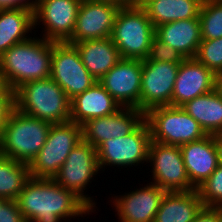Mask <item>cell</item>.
Masks as SVG:
<instances>
[{
  "mask_svg": "<svg viewBox=\"0 0 222 222\" xmlns=\"http://www.w3.org/2000/svg\"><path fill=\"white\" fill-rule=\"evenodd\" d=\"M16 201L26 222H72L95 213L75 193L47 178L30 177Z\"/></svg>",
  "mask_w": 222,
  "mask_h": 222,
  "instance_id": "1",
  "label": "cell"
},
{
  "mask_svg": "<svg viewBox=\"0 0 222 222\" xmlns=\"http://www.w3.org/2000/svg\"><path fill=\"white\" fill-rule=\"evenodd\" d=\"M53 41L41 36L15 44L0 56V75L10 91L23 83L50 78Z\"/></svg>",
  "mask_w": 222,
  "mask_h": 222,
  "instance_id": "2",
  "label": "cell"
},
{
  "mask_svg": "<svg viewBox=\"0 0 222 222\" xmlns=\"http://www.w3.org/2000/svg\"><path fill=\"white\" fill-rule=\"evenodd\" d=\"M15 108L51 124L70 121L71 100L51 78L23 83L15 91Z\"/></svg>",
  "mask_w": 222,
  "mask_h": 222,
  "instance_id": "3",
  "label": "cell"
},
{
  "mask_svg": "<svg viewBox=\"0 0 222 222\" xmlns=\"http://www.w3.org/2000/svg\"><path fill=\"white\" fill-rule=\"evenodd\" d=\"M50 126L14 108L0 137V155L29 165L44 146Z\"/></svg>",
  "mask_w": 222,
  "mask_h": 222,
  "instance_id": "4",
  "label": "cell"
},
{
  "mask_svg": "<svg viewBox=\"0 0 222 222\" xmlns=\"http://www.w3.org/2000/svg\"><path fill=\"white\" fill-rule=\"evenodd\" d=\"M155 27L144 8L121 6L118 10L111 39L122 59H147Z\"/></svg>",
  "mask_w": 222,
  "mask_h": 222,
  "instance_id": "5",
  "label": "cell"
},
{
  "mask_svg": "<svg viewBox=\"0 0 222 222\" xmlns=\"http://www.w3.org/2000/svg\"><path fill=\"white\" fill-rule=\"evenodd\" d=\"M99 173L102 174L98 163L97 149L82 139L71 150L53 180L75 193L96 212L98 208L96 198L86 192L92 187L90 184L97 180L96 176Z\"/></svg>",
  "mask_w": 222,
  "mask_h": 222,
  "instance_id": "6",
  "label": "cell"
},
{
  "mask_svg": "<svg viewBox=\"0 0 222 222\" xmlns=\"http://www.w3.org/2000/svg\"><path fill=\"white\" fill-rule=\"evenodd\" d=\"M152 142L150 127L144 120L132 133L119 138L105 140L97 148L98 163L101 172L105 169L133 167L140 169L143 164H148L149 149ZM146 162V163H145ZM142 166V168H141Z\"/></svg>",
  "mask_w": 222,
  "mask_h": 222,
  "instance_id": "7",
  "label": "cell"
},
{
  "mask_svg": "<svg viewBox=\"0 0 222 222\" xmlns=\"http://www.w3.org/2000/svg\"><path fill=\"white\" fill-rule=\"evenodd\" d=\"M152 141L181 146L201 140L207 134L182 107L156 106L145 113Z\"/></svg>",
  "mask_w": 222,
  "mask_h": 222,
  "instance_id": "8",
  "label": "cell"
},
{
  "mask_svg": "<svg viewBox=\"0 0 222 222\" xmlns=\"http://www.w3.org/2000/svg\"><path fill=\"white\" fill-rule=\"evenodd\" d=\"M82 139V126L79 124L71 121L51 124L44 146L28 165L30 177L53 179Z\"/></svg>",
  "mask_w": 222,
  "mask_h": 222,
  "instance_id": "9",
  "label": "cell"
},
{
  "mask_svg": "<svg viewBox=\"0 0 222 222\" xmlns=\"http://www.w3.org/2000/svg\"><path fill=\"white\" fill-rule=\"evenodd\" d=\"M146 166L151 169L148 181L166 192H185L196 189L188 178L180 146L165 145L152 141ZM152 178V179H151Z\"/></svg>",
  "mask_w": 222,
  "mask_h": 222,
  "instance_id": "10",
  "label": "cell"
},
{
  "mask_svg": "<svg viewBox=\"0 0 222 222\" xmlns=\"http://www.w3.org/2000/svg\"><path fill=\"white\" fill-rule=\"evenodd\" d=\"M50 78L70 100L98 82L82 63L77 48L67 42H53Z\"/></svg>",
  "mask_w": 222,
  "mask_h": 222,
  "instance_id": "11",
  "label": "cell"
},
{
  "mask_svg": "<svg viewBox=\"0 0 222 222\" xmlns=\"http://www.w3.org/2000/svg\"><path fill=\"white\" fill-rule=\"evenodd\" d=\"M81 1L37 0L33 12L34 29H36L33 30L34 34H37L38 28H42L40 36L46 40L66 42L74 31Z\"/></svg>",
  "mask_w": 222,
  "mask_h": 222,
  "instance_id": "12",
  "label": "cell"
},
{
  "mask_svg": "<svg viewBox=\"0 0 222 222\" xmlns=\"http://www.w3.org/2000/svg\"><path fill=\"white\" fill-rule=\"evenodd\" d=\"M180 64L143 60L140 110L146 113L156 106H172V94Z\"/></svg>",
  "mask_w": 222,
  "mask_h": 222,
  "instance_id": "13",
  "label": "cell"
},
{
  "mask_svg": "<svg viewBox=\"0 0 222 222\" xmlns=\"http://www.w3.org/2000/svg\"><path fill=\"white\" fill-rule=\"evenodd\" d=\"M166 191L153 183L145 184L124 194L113 195L110 201L111 210H115L118 222H154ZM113 205V206H112Z\"/></svg>",
  "mask_w": 222,
  "mask_h": 222,
  "instance_id": "14",
  "label": "cell"
},
{
  "mask_svg": "<svg viewBox=\"0 0 222 222\" xmlns=\"http://www.w3.org/2000/svg\"><path fill=\"white\" fill-rule=\"evenodd\" d=\"M121 6L108 1L82 0L69 44L111 37L116 14Z\"/></svg>",
  "mask_w": 222,
  "mask_h": 222,
  "instance_id": "15",
  "label": "cell"
},
{
  "mask_svg": "<svg viewBox=\"0 0 222 222\" xmlns=\"http://www.w3.org/2000/svg\"><path fill=\"white\" fill-rule=\"evenodd\" d=\"M143 60L121 59L98 82L121 107L140 110Z\"/></svg>",
  "mask_w": 222,
  "mask_h": 222,
  "instance_id": "16",
  "label": "cell"
},
{
  "mask_svg": "<svg viewBox=\"0 0 222 222\" xmlns=\"http://www.w3.org/2000/svg\"><path fill=\"white\" fill-rule=\"evenodd\" d=\"M144 120L143 111L122 107L112 115L93 118L84 123L83 140L97 149L105 140L132 133Z\"/></svg>",
  "mask_w": 222,
  "mask_h": 222,
  "instance_id": "17",
  "label": "cell"
},
{
  "mask_svg": "<svg viewBox=\"0 0 222 222\" xmlns=\"http://www.w3.org/2000/svg\"><path fill=\"white\" fill-rule=\"evenodd\" d=\"M214 89H216V75L195 58H186L180 63L177 72L172 106L181 107Z\"/></svg>",
  "mask_w": 222,
  "mask_h": 222,
  "instance_id": "18",
  "label": "cell"
},
{
  "mask_svg": "<svg viewBox=\"0 0 222 222\" xmlns=\"http://www.w3.org/2000/svg\"><path fill=\"white\" fill-rule=\"evenodd\" d=\"M190 183L197 189L219 165L213 135L180 146Z\"/></svg>",
  "mask_w": 222,
  "mask_h": 222,
  "instance_id": "19",
  "label": "cell"
},
{
  "mask_svg": "<svg viewBox=\"0 0 222 222\" xmlns=\"http://www.w3.org/2000/svg\"><path fill=\"white\" fill-rule=\"evenodd\" d=\"M121 108L105 88L96 82L71 99L70 121L82 126L90 119L112 115Z\"/></svg>",
  "mask_w": 222,
  "mask_h": 222,
  "instance_id": "20",
  "label": "cell"
},
{
  "mask_svg": "<svg viewBox=\"0 0 222 222\" xmlns=\"http://www.w3.org/2000/svg\"><path fill=\"white\" fill-rule=\"evenodd\" d=\"M155 36L177 50L185 59L194 58L202 41L199 17L157 26Z\"/></svg>",
  "mask_w": 222,
  "mask_h": 222,
  "instance_id": "21",
  "label": "cell"
},
{
  "mask_svg": "<svg viewBox=\"0 0 222 222\" xmlns=\"http://www.w3.org/2000/svg\"><path fill=\"white\" fill-rule=\"evenodd\" d=\"M89 73L99 81L122 58L111 37L73 44Z\"/></svg>",
  "mask_w": 222,
  "mask_h": 222,
  "instance_id": "22",
  "label": "cell"
},
{
  "mask_svg": "<svg viewBox=\"0 0 222 222\" xmlns=\"http://www.w3.org/2000/svg\"><path fill=\"white\" fill-rule=\"evenodd\" d=\"M204 207L196 189L166 192L154 222H192Z\"/></svg>",
  "mask_w": 222,
  "mask_h": 222,
  "instance_id": "23",
  "label": "cell"
},
{
  "mask_svg": "<svg viewBox=\"0 0 222 222\" xmlns=\"http://www.w3.org/2000/svg\"><path fill=\"white\" fill-rule=\"evenodd\" d=\"M32 30H34L32 10L23 7L0 9V56L13 45L33 36Z\"/></svg>",
  "mask_w": 222,
  "mask_h": 222,
  "instance_id": "24",
  "label": "cell"
},
{
  "mask_svg": "<svg viewBox=\"0 0 222 222\" xmlns=\"http://www.w3.org/2000/svg\"><path fill=\"white\" fill-rule=\"evenodd\" d=\"M207 135L222 133V96L217 89L181 106Z\"/></svg>",
  "mask_w": 222,
  "mask_h": 222,
  "instance_id": "25",
  "label": "cell"
},
{
  "mask_svg": "<svg viewBox=\"0 0 222 222\" xmlns=\"http://www.w3.org/2000/svg\"><path fill=\"white\" fill-rule=\"evenodd\" d=\"M203 0H153L144 10L156 28L165 23L199 17Z\"/></svg>",
  "mask_w": 222,
  "mask_h": 222,
  "instance_id": "26",
  "label": "cell"
},
{
  "mask_svg": "<svg viewBox=\"0 0 222 222\" xmlns=\"http://www.w3.org/2000/svg\"><path fill=\"white\" fill-rule=\"evenodd\" d=\"M29 178L28 164L0 155V197L16 200Z\"/></svg>",
  "mask_w": 222,
  "mask_h": 222,
  "instance_id": "27",
  "label": "cell"
},
{
  "mask_svg": "<svg viewBox=\"0 0 222 222\" xmlns=\"http://www.w3.org/2000/svg\"><path fill=\"white\" fill-rule=\"evenodd\" d=\"M202 39L222 37V1L203 0L199 12Z\"/></svg>",
  "mask_w": 222,
  "mask_h": 222,
  "instance_id": "28",
  "label": "cell"
},
{
  "mask_svg": "<svg viewBox=\"0 0 222 222\" xmlns=\"http://www.w3.org/2000/svg\"><path fill=\"white\" fill-rule=\"evenodd\" d=\"M194 58L215 75L222 73V37L202 39Z\"/></svg>",
  "mask_w": 222,
  "mask_h": 222,
  "instance_id": "29",
  "label": "cell"
},
{
  "mask_svg": "<svg viewBox=\"0 0 222 222\" xmlns=\"http://www.w3.org/2000/svg\"><path fill=\"white\" fill-rule=\"evenodd\" d=\"M204 207H222V165L196 189Z\"/></svg>",
  "mask_w": 222,
  "mask_h": 222,
  "instance_id": "30",
  "label": "cell"
},
{
  "mask_svg": "<svg viewBox=\"0 0 222 222\" xmlns=\"http://www.w3.org/2000/svg\"><path fill=\"white\" fill-rule=\"evenodd\" d=\"M151 61L180 64L185 58L174 48L153 37L150 52L147 57Z\"/></svg>",
  "mask_w": 222,
  "mask_h": 222,
  "instance_id": "31",
  "label": "cell"
},
{
  "mask_svg": "<svg viewBox=\"0 0 222 222\" xmlns=\"http://www.w3.org/2000/svg\"><path fill=\"white\" fill-rule=\"evenodd\" d=\"M0 222H26L16 200L0 197Z\"/></svg>",
  "mask_w": 222,
  "mask_h": 222,
  "instance_id": "32",
  "label": "cell"
},
{
  "mask_svg": "<svg viewBox=\"0 0 222 222\" xmlns=\"http://www.w3.org/2000/svg\"><path fill=\"white\" fill-rule=\"evenodd\" d=\"M192 222H222L220 208L203 207Z\"/></svg>",
  "mask_w": 222,
  "mask_h": 222,
  "instance_id": "33",
  "label": "cell"
},
{
  "mask_svg": "<svg viewBox=\"0 0 222 222\" xmlns=\"http://www.w3.org/2000/svg\"><path fill=\"white\" fill-rule=\"evenodd\" d=\"M14 108L15 98H0V137Z\"/></svg>",
  "mask_w": 222,
  "mask_h": 222,
  "instance_id": "34",
  "label": "cell"
},
{
  "mask_svg": "<svg viewBox=\"0 0 222 222\" xmlns=\"http://www.w3.org/2000/svg\"><path fill=\"white\" fill-rule=\"evenodd\" d=\"M37 0H0V9H15L23 7L34 12Z\"/></svg>",
  "mask_w": 222,
  "mask_h": 222,
  "instance_id": "35",
  "label": "cell"
},
{
  "mask_svg": "<svg viewBox=\"0 0 222 222\" xmlns=\"http://www.w3.org/2000/svg\"><path fill=\"white\" fill-rule=\"evenodd\" d=\"M0 98H15L13 91H10L4 78L0 75Z\"/></svg>",
  "mask_w": 222,
  "mask_h": 222,
  "instance_id": "36",
  "label": "cell"
},
{
  "mask_svg": "<svg viewBox=\"0 0 222 222\" xmlns=\"http://www.w3.org/2000/svg\"><path fill=\"white\" fill-rule=\"evenodd\" d=\"M215 146L217 149V155L219 160V165H222V133L213 135Z\"/></svg>",
  "mask_w": 222,
  "mask_h": 222,
  "instance_id": "37",
  "label": "cell"
},
{
  "mask_svg": "<svg viewBox=\"0 0 222 222\" xmlns=\"http://www.w3.org/2000/svg\"><path fill=\"white\" fill-rule=\"evenodd\" d=\"M151 1L153 0H127V5L133 6V7L144 8Z\"/></svg>",
  "mask_w": 222,
  "mask_h": 222,
  "instance_id": "38",
  "label": "cell"
},
{
  "mask_svg": "<svg viewBox=\"0 0 222 222\" xmlns=\"http://www.w3.org/2000/svg\"><path fill=\"white\" fill-rule=\"evenodd\" d=\"M216 89L222 96V73L216 75Z\"/></svg>",
  "mask_w": 222,
  "mask_h": 222,
  "instance_id": "39",
  "label": "cell"
},
{
  "mask_svg": "<svg viewBox=\"0 0 222 222\" xmlns=\"http://www.w3.org/2000/svg\"><path fill=\"white\" fill-rule=\"evenodd\" d=\"M89 1H108V2L115 3L119 6L127 5V0H89Z\"/></svg>",
  "mask_w": 222,
  "mask_h": 222,
  "instance_id": "40",
  "label": "cell"
}]
</instances>
